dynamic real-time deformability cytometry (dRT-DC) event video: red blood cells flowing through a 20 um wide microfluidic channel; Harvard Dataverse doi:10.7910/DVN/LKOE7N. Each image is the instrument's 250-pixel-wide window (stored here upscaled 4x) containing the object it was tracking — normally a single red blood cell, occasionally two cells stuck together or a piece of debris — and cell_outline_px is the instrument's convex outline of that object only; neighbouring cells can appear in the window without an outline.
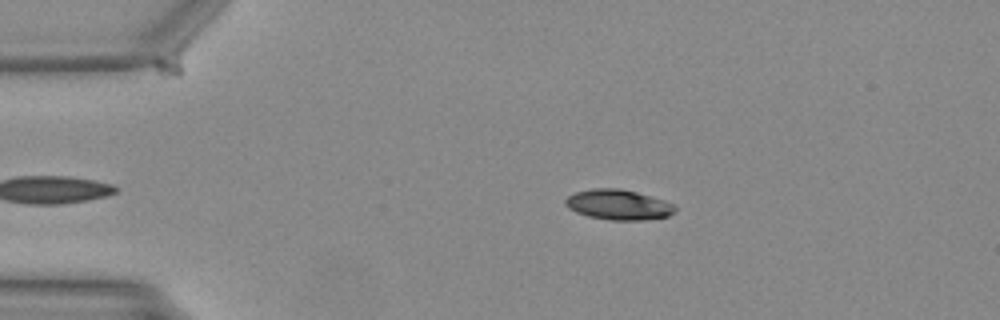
{"species": "Egyptian fruit bat (a non-hibernating species)", "species_latin": "Rousettus aegyptiacus", "temperature_condition": "warm", "stored_images_in_passage": 13, "camera_frame_rate_fps": 3000, "um_per_image_px": 0.085, "animal": {"sex": "female"}, "frame": {"image": 1, "passage_image": 3, "time_ms": 0.667, "image_size_px": [1000, 320], "cell_outline_px": [[676, 212], [668, 216], [644, 220], [612, 220], [588, 216], [576, 212], [568, 208], [564, 204], [564, 200], [568, 196], [576, 192], [592, 188], [620, 188], [636, 192], [664, 200], [672, 204], [676, 208]], "centroid_in_image_um": [52.55, 17.4], "position_along_channel_um": 32.5, "area_um2": 19.31}}
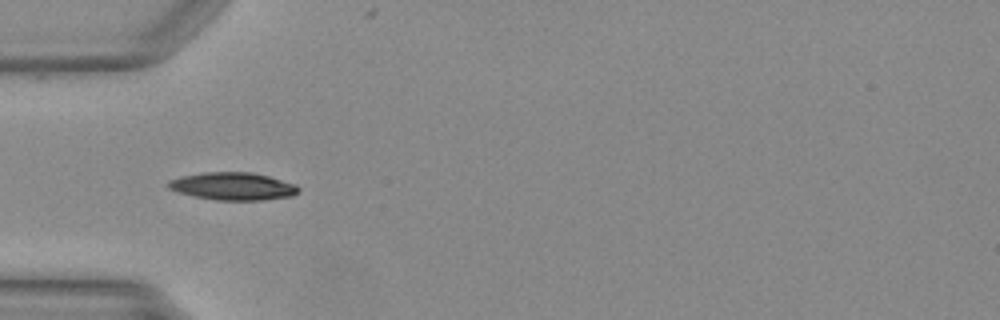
{"frame": {"image": 2, "passage_image": 9, "time_ms": 2.667, "image_size_px": [1000, 320], "cell_outline_px": [[300, 188], [292, 196], [264, 200], [216, 200], [192, 196], [168, 188], [168, 180], [180, 176], [204, 172], [252, 172], [268, 176], [296, 184]], "centroid_in_image_um": [19.79, 15.83], "position_along_channel_um": 65.2, "area_um2": 20.98}}
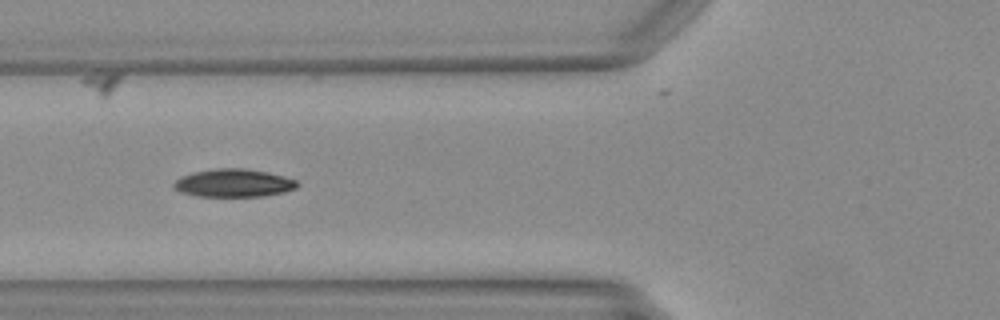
{"frame": {"image": 3, "passage_image": 12, "time_ms": 3.667, "image_size_px": [1000, 320], "cell_outline_px": [[300, 184], [296, 188], [284, 192], [260, 196], [196, 196], [180, 192], [172, 188], [172, 184], [180, 176], [192, 172], [216, 168], [244, 168], [268, 172], [284, 176], [296, 180]], "centroid_in_image_um": [19.83, 15.55], "position_along_channel_um": 106.0, "area_um2": 20.29}}